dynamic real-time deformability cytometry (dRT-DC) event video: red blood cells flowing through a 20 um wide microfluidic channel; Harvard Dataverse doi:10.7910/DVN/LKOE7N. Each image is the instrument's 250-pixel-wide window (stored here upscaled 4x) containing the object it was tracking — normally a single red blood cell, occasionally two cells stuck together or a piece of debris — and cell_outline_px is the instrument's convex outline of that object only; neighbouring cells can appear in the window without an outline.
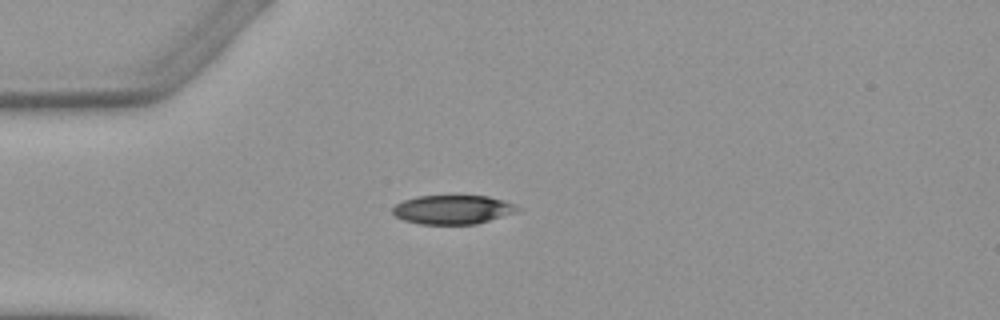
{"species": "Egyptian fruit bat (a non-hibernating species)", "species_latin": "Rousettus aegyptiacus", "temperature_condition": "warm", "stored_images_in_passage": 3, "camera_frame_rate_fps": 3000, "um_per_image_px": 0.085, "animal": {"sex": "female"}, "frame": {"image": 1, "passage_image": 3, "time_ms": 2.667, "image_size_px": [1000, 320], "cell_outline_px": [[524, 208], [520, 212], [476, 224], [420, 224], [404, 220], [396, 216], [392, 212], [392, 208], [396, 204], [404, 200], [416, 196], [488, 196], [504, 200], [516, 204]], "centroid_in_image_um": [38.57, 17.81], "position_along_channel_um": 46.4, "area_um2": 21.39}}